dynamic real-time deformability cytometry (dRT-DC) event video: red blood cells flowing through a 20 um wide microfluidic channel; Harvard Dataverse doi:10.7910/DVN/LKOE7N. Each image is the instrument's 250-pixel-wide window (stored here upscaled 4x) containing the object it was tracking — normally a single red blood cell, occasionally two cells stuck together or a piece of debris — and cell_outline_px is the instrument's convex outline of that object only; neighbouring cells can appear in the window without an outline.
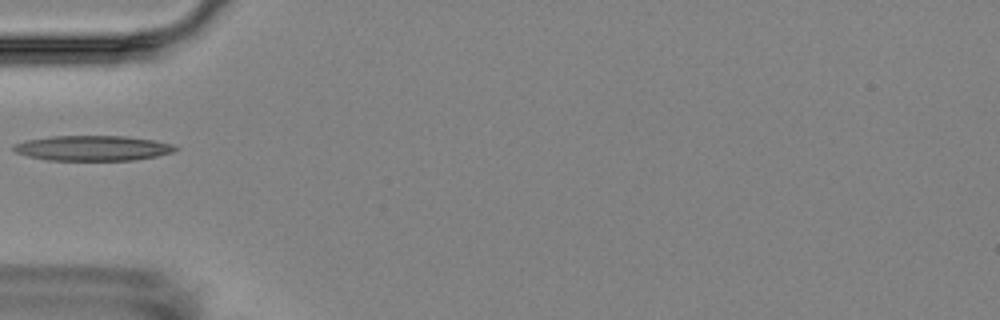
{"species": "Egyptian fruit bat (a non-hibernating species)", "species_latin": "Rousettus aegyptiacus", "temperature_condition": "room temperature", "stored_images_in_passage": 2, "camera_frame_rate_fps": 3000, "um_per_image_px": 0.085, "animal": {"sex": "female"}, "frame": {"image": 1, "passage_image": 1, "time_ms": 0.0, "image_size_px": [1000, 320], "cell_outline_px": [[180, 148], [172, 152], [156, 156], [132, 160], [48, 160], [28, 156], [16, 152], [12, 148], [12, 144], [24, 140], [52, 136], [124, 136], [152, 140], [172, 144]], "centroid_in_image_um": [7.84, 12.58], "position_along_channel_um": 77.2, "area_um2": 23.64}}
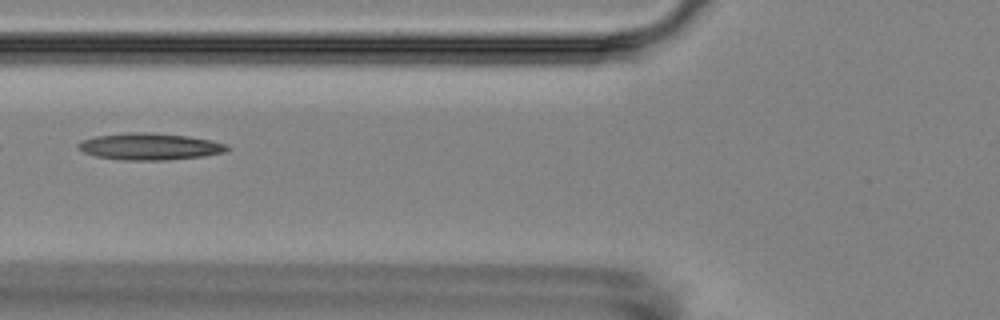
{"frame": {"image": 2, "passage_image": 2, "time_ms": 1.0, "image_size_px": [1000, 320], "cell_outline_px": [[232, 148], [224, 152], [204, 156], [164, 160], [124, 160], [96, 156], [84, 152], [76, 148], [76, 144], [80, 140], [96, 136], [128, 132], [148, 132], [188, 136], [228, 144]], "centroid_in_image_um": [12.7, 12.45], "position_along_channel_um": 113.1, "area_um2": 23.29}}